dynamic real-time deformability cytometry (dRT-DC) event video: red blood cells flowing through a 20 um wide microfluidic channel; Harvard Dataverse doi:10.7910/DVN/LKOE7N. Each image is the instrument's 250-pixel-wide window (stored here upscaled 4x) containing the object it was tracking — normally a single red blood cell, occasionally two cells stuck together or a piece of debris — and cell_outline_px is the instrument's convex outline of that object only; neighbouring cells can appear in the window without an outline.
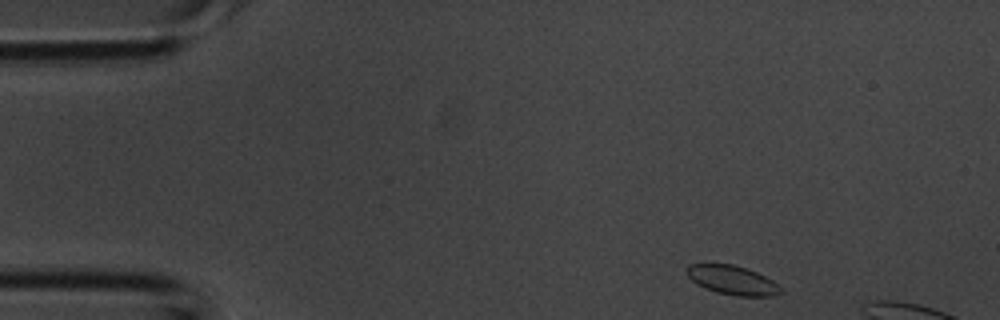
{"species": "common noctule bat (a hibernating species)", "species_latin": "Nyctalus noctula", "temperature_condition": "room temperature", "stored_images_in_passage": 3, "camera_frame_rate_fps": 3000, "um_per_image_px": 0.085, "animal": {"sex": "male", "body_mass_g": 20.1, "forearm_length_mm": 53.5}, "frame": {"image": 1, "passage_image": 1, "time_ms": 0.0, "image_size_px": [1000, 320], "cell_outline_px": [[784, 292], [772, 296], [736, 296], [716, 292], [704, 288], [696, 284], [688, 276], [688, 264], [732, 264], [756, 272], [772, 280]], "centroid_in_image_um": [62.25, 23.83], "position_along_channel_um": 22.8, "area_um2": 15.72}}